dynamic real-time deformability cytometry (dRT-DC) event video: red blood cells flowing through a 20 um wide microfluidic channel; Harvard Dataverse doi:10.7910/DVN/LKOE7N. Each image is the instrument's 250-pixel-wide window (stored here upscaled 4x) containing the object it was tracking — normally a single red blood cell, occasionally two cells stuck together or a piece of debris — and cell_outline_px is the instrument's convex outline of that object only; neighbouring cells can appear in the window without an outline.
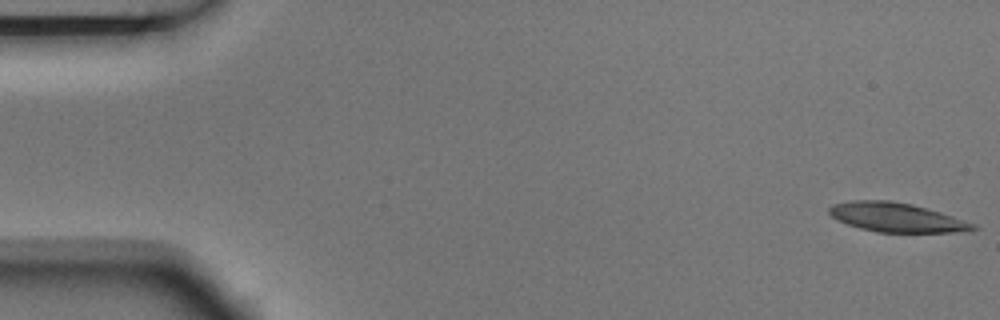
{"species": "Egyptian fruit bat (a non-hibernating species)", "species_latin": "Rousettus aegyptiacus", "temperature_condition": "room temperature", "stored_images_in_passage": 4, "camera_frame_rate_fps": 3000, "um_per_image_px": 0.085, "animal": {"sex": "male"}, "frame": {"image": 1, "passage_image": 1, "time_ms": 0.0, "image_size_px": [1000, 320], "cell_outline_px": [[980, 228], [952, 232], [876, 232], [860, 228], [836, 220], [828, 212], [828, 208], [832, 204], [852, 200], [888, 200], [912, 204], [940, 212], [976, 224]], "centroid_in_image_um": [76.15, 18.47], "position_along_channel_um": 8.8, "area_um2": 24.33}}
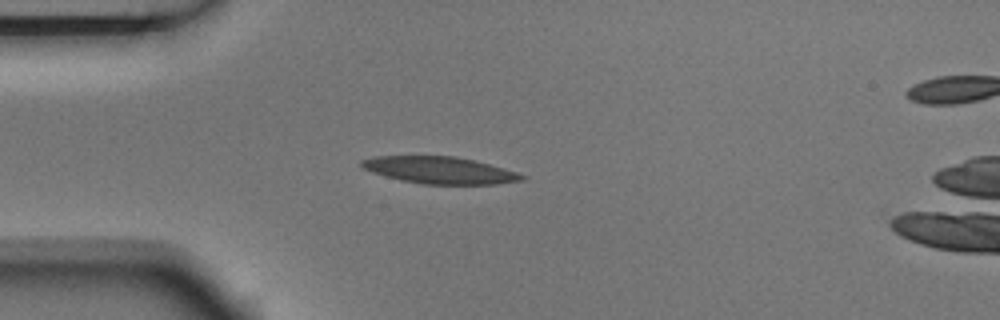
{"frame": {"image": 2, "passage_image": 4, "time_ms": 1.0, "image_size_px": [1000, 320], "cell_outline_px": [[528, 176], [524, 180], [496, 184], [424, 184], [400, 180], [372, 172], [360, 168], [360, 160], [372, 156], [456, 156], [476, 160], [516, 172]], "centroid_in_image_um": [37.35, 14.46], "position_along_channel_um": 47.6, "area_um2": 25.32}}